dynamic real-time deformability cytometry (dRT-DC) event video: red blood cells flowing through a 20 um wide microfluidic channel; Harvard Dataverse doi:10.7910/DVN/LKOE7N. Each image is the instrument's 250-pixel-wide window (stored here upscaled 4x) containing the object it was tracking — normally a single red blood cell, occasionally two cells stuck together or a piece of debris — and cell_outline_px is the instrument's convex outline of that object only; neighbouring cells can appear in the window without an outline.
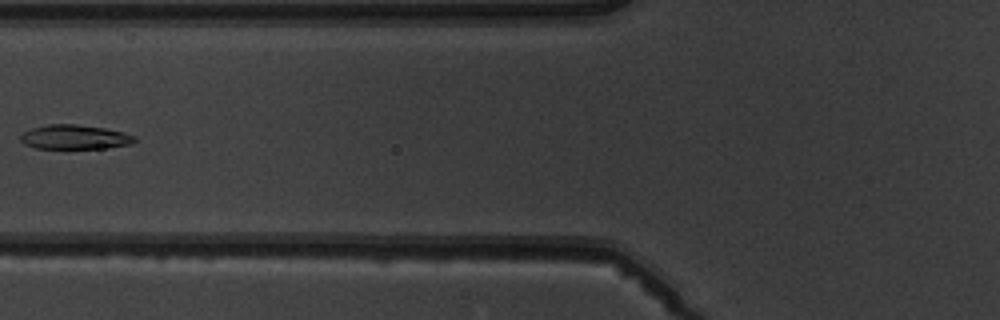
{"species": "common noctule bat (a hibernating species)", "species_latin": "Nyctalus noctula", "temperature_condition": "warm", "stored_images_in_passage": 5, "camera_frame_rate_fps": 3000, "um_per_image_px": 0.085, "animal": {"sex": "male", "body_mass_g": 19.5, "forearm_length_mm": 54.6}, "frame": {"image": 1, "passage_image": 4, "time_ms": 3.667, "image_size_px": [1000, 320], "cell_outline_px": [[136, 140], [132, 144], [100, 148], [36, 148], [24, 144], [20, 140], [20, 136], [24, 132], [32, 128], [48, 124], [76, 124], [104, 128], [124, 132], [136, 136]], "centroid_in_image_um": [6.35, 11.64], "position_along_channel_um": 119.4, "area_um2": 16.13}}
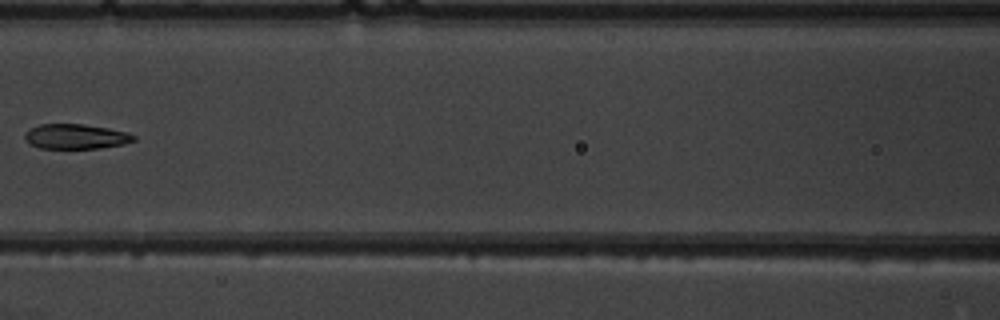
{"frame": {"image": 2, "passage_image": 5, "time_ms": 4.667, "image_size_px": [1000, 320], "cell_outline_px": [[136, 140], [124, 144], [100, 148], [40, 148], [24, 140], [24, 132], [40, 124], [84, 124], [108, 128], [128, 132], [136, 136]], "centroid_in_image_um": [6.46, 11.6], "position_along_channel_um": 160.1, "area_um2": 15.84}}